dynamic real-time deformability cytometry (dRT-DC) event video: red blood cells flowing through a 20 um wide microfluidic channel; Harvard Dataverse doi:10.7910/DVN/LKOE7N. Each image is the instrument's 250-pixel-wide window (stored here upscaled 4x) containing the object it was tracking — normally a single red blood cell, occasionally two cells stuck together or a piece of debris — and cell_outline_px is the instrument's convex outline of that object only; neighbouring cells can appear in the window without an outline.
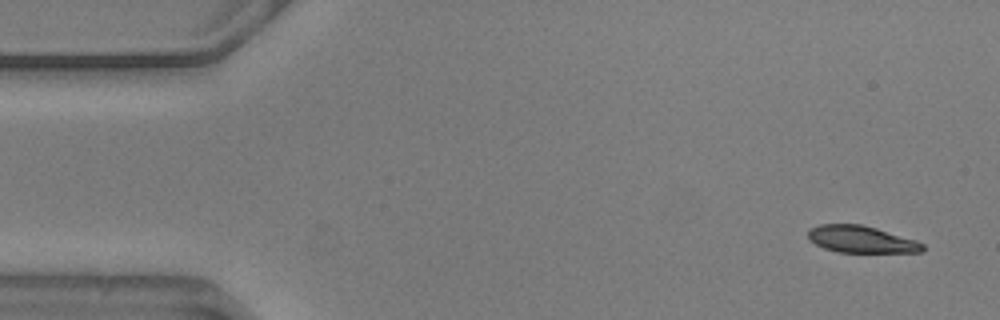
{"species": "common noctule bat (a hibernating species)", "species_latin": "Nyctalus noctula", "temperature_condition": "warm", "stored_images_in_passage": 54, "camera_frame_rate_fps": 3000, "um_per_image_px": 0.085, "animal": {"sex": "male", "body_mass_g": 20.5, "forearm_length_mm": 52.5}, "frame": {"image": 1, "passage_image": 1, "time_ms": 0.0, "image_size_px": [1000, 320], "cell_outline_px": [[924, 252], [836, 252], [824, 248], [808, 240], [808, 232], [812, 228], [820, 224], [860, 224], [876, 228], [916, 240], [924, 244]], "centroid_in_image_um": [73.2, 20.35], "position_along_channel_um": 11.8, "area_um2": 17.92}}
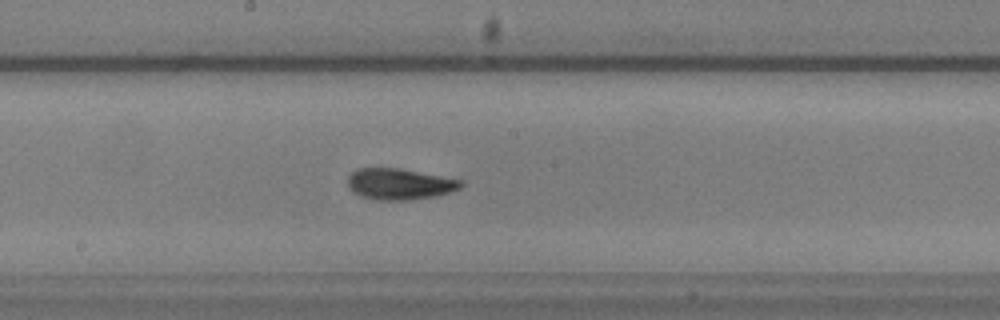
{"frame": {"image": 2, "passage_image": 27, "time_ms": 8.667, "image_size_px": [1000, 320], "cell_outline_px": [[464, 184], [460, 188], [436, 196], [408, 200], [376, 200], [360, 196], [352, 192], [348, 184], [348, 176], [356, 168], [400, 168], [464, 180]], "centroid_in_image_um": [33.96, 15.64], "position_along_channel_um": 214.2, "area_um2": 20.69}}
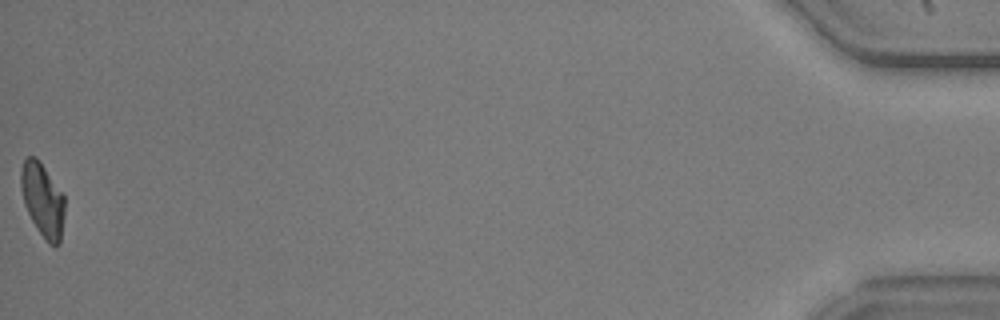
{"frame": {"image": 3, "passage_image": 54, "time_ms": 17.667, "image_size_px": [1000, 320], "cell_outline_px": [[64, 216], [60, 244], [56, 248], [48, 244], [32, 220], [24, 204], [20, 188], [20, 168], [24, 160], [28, 156], [36, 156], [40, 160], [64, 196]], "centroid_in_image_um": [3.61, 16.98], "position_along_channel_um": 431.6, "area_um2": 18.96}, "authors_computed_cell_mechanics": {"area_um2": 19.8832, "velocity_mm_per_s": 3.5868, "shape_relaxation_time_tau1_ms": 2.9771, "shape_relaxation_time_tau2_ms": 1.4302, "deformation_change_tau1": 0.152, "deformation_change_tau2": 0.08}}